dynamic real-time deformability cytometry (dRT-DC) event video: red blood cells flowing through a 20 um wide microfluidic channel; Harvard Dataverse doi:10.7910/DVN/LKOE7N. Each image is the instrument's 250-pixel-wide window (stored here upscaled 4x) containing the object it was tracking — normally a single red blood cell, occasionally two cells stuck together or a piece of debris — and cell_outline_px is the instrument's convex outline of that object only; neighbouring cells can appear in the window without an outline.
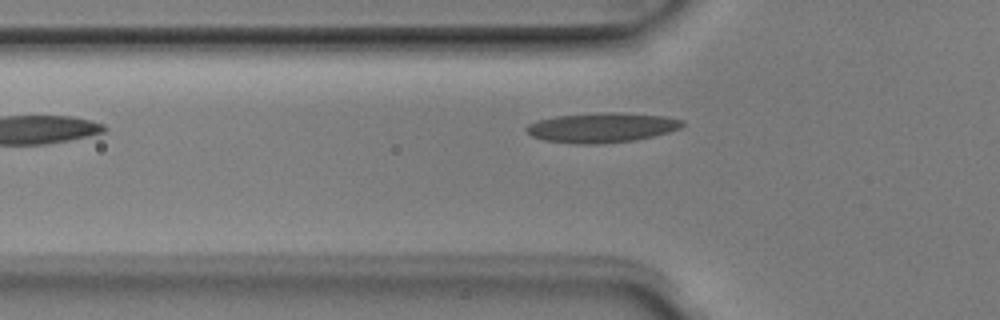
{"species": "Egyptian fruit bat (a non-hibernating species)", "species_latin": "Rousettus aegyptiacus", "temperature_condition": "room temperature", "stored_images_in_passage": 5, "camera_frame_rate_fps": 3000, "um_per_image_px": 0.085, "animal": {"sex": "male"}, "frame": {"image": 1, "passage_image": 4, "time_ms": 1.0, "image_size_px": [1000, 320], "cell_outline_px": [[684, 124], [680, 128], [668, 132], [636, 140], [596, 144], [572, 144], [544, 140], [532, 136], [524, 128], [528, 124], [536, 120], [556, 116], [608, 112], [620, 112], [664, 116], [684, 120]], "centroid_in_image_um": [51.14, 10.84], "position_along_channel_um": 74.7, "area_um2": 27.11}}
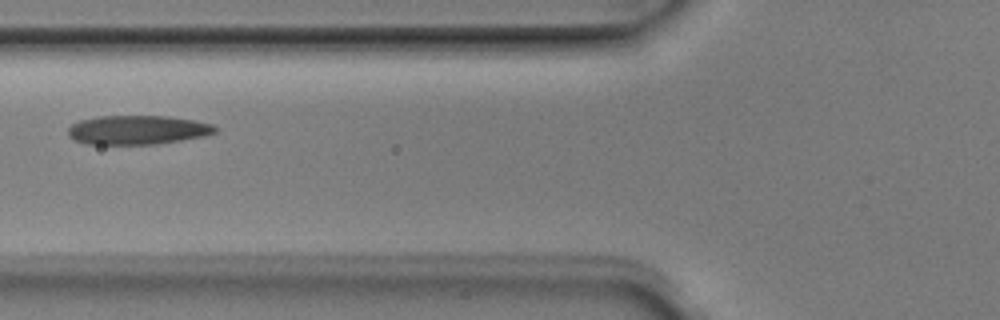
{"frame": {"image": 2, "passage_image": 5, "time_ms": 1.333, "image_size_px": [1000, 320], "cell_outline_px": [[216, 132], [204, 136], [156, 144], [88, 144], [72, 140], [68, 136], [68, 128], [72, 124], [80, 120], [96, 116], [168, 116], [192, 120], [212, 124], [216, 128]], "centroid_in_image_um": [11.64, 11.04], "position_along_channel_um": 114.2, "area_um2": 24.91}}